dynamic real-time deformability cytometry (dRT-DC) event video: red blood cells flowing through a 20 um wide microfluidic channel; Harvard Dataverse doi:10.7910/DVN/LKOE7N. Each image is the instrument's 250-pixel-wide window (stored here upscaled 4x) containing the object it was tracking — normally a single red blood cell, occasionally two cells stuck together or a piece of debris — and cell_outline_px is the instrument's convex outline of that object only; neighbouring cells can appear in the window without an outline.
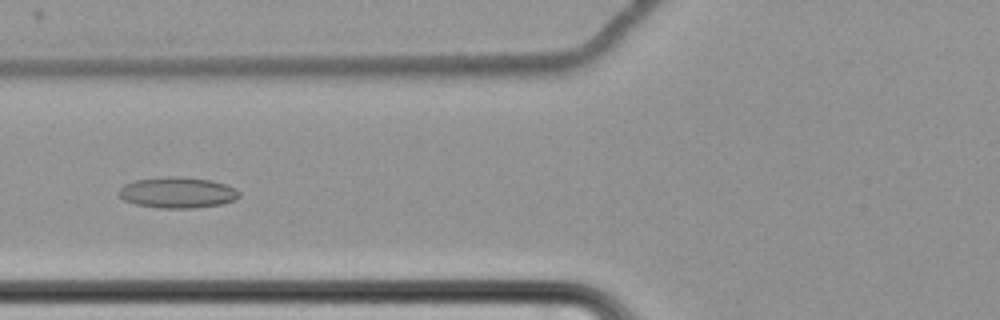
{"species": "common noctule bat (a hibernating species)", "species_latin": "Nyctalus noctula", "temperature_condition": "cold", "stored_images_in_passage": 63, "camera_frame_rate_fps": 3000, "um_per_image_px": 0.085, "animal": {"sex": "female", "body_mass_g": 22.7, "forearm_length_mm": 54.2}, "frame": {"image": 1, "passage_image": 27, "time_ms": 8.667, "image_size_px": [1000, 320], "cell_outline_px": [[240, 196], [236, 200], [220, 204], [192, 208], [160, 208], [136, 204], [124, 200], [120, 196], [120, 188], [124, 184], [136, 180], [164, 176], [184, 176], [212, 180], [236, 188], [240, 192]], "centroid_in_image_um": [15.12, 16.35], "position_along_channel_um": 110.7, "area_um2": 21.79}}
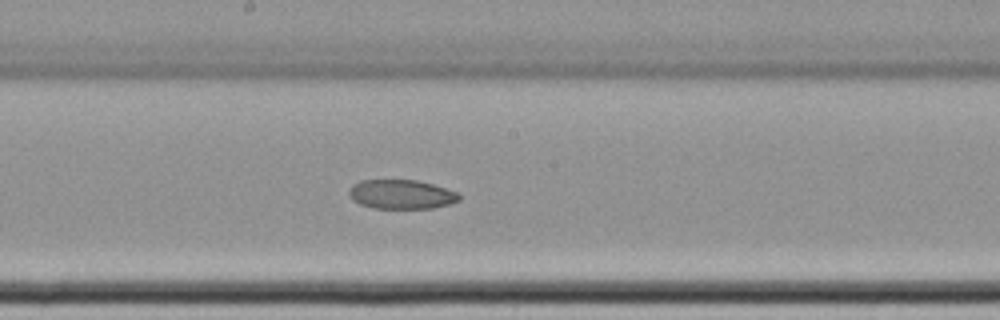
{"frame": {"image": 2, "passage_image": 36, "time_ms": 11.667, "image_size_px": [1000, 320], "cell_outline_px": [[460, 200], [448, 204], [432, 208], [372, 208], [360, 204], [352, 200], [348, 192], [348, 188], [352, 184], [360, 180], [416, 180], [432, 184], [456, 192], [460, 196]], "centroid_in_image_um": [34.05, 16.51], "position_along_channel_um": 214.1, "area_um2": 18.73}}
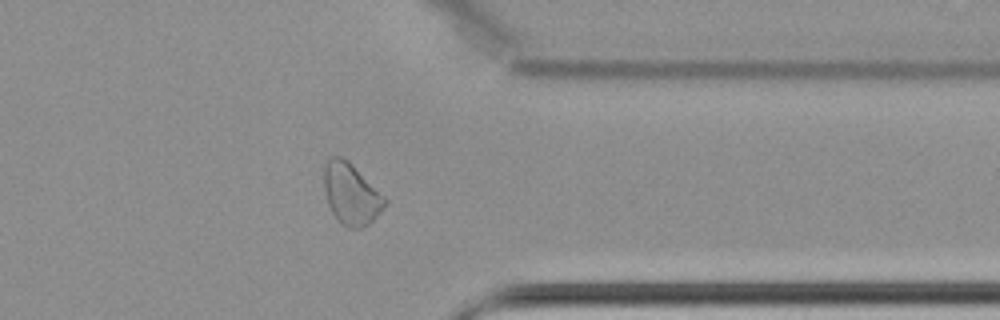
{"frame": {"image": 3, "passage_image": 51, "time_ms": 16.667, "image_size_px": [1000, 320], "cell_outline_px": [[388, 204], [368, 224], [360, 228], [348, 228], [340, 224], [332, 212], [328, 204], [324, 188], [324, 164], [332, 156], [340, 156], [348, 160], [388, 200]], "centroid_in_image_um": [29.84, 16.49], "position_along_channel_um": 381.6, "area_um2": 21.68}}